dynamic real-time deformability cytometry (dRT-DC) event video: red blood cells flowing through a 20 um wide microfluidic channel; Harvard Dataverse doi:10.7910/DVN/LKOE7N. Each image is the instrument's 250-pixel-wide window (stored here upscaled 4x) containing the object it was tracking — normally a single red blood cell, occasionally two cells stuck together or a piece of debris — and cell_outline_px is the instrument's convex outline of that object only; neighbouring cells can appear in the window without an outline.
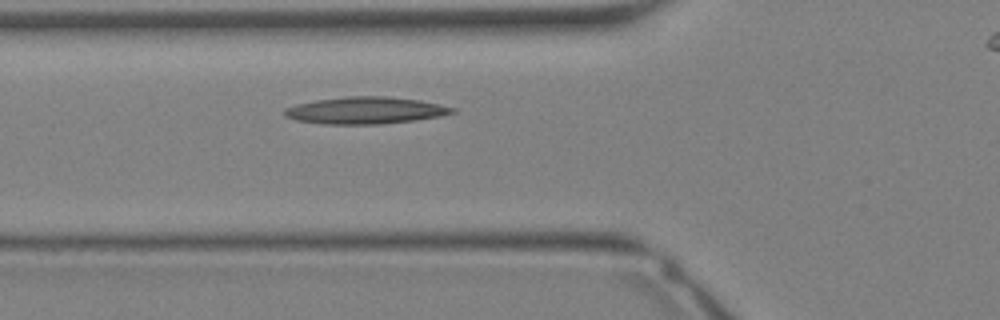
{"species": "Egyptian fruit bat (a non-hibernating species)", "species_latin": "Rousettus aegyptiacus", "temperature_condition": "warm", "stored_images_in_passage": 26, "camera_frame_rate_fps": 3000, "um_per_image_px": 0.085, "animal": {"sex": "female"}, "frame": {"image": 1, "passage_image": 7, "time_ms": 2.0, "image_size_px": [1000, 320], "cell_outline_px": [[456, 112], [440, 116], [416, 120], [380, 124], [324, 124], [296, 120], [284, 116], [284, 108], [296, 104], [316, 100], [344, 96], [388, 96], [420, 100], [456, 108]], "centroid_in_image_um": [31.05, 9.38], "position_along_channel_um": 94.7, "area_um2": 26.47}}
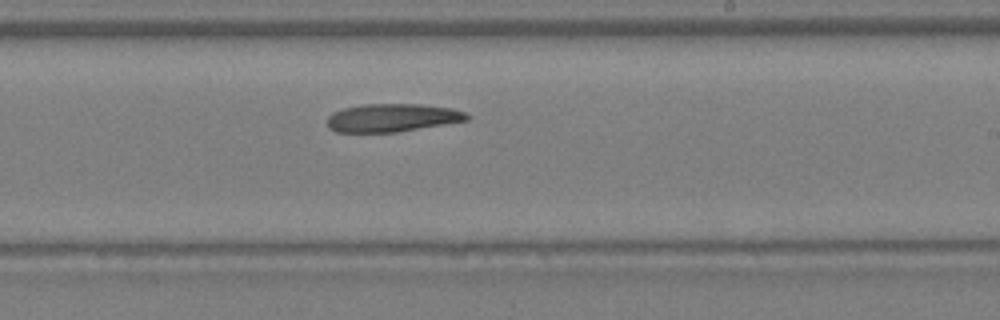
{"frame": {"image": 2, "passage_image": 15, "time_ms": 4.667, "image_size_px": [1000, 320], "cell_outline_px": [[472, 116], [468, 120], [396, 132], [336, 132], [328, 128], [328, 116], [332, 112], [344, 108], [364, 104], [420, 104], [452, 108], [464, 112]], "centroid_in_image_um": [33.33, 10.0], "position_along_channel_um": 255.7, "area_um2": 22.83}}
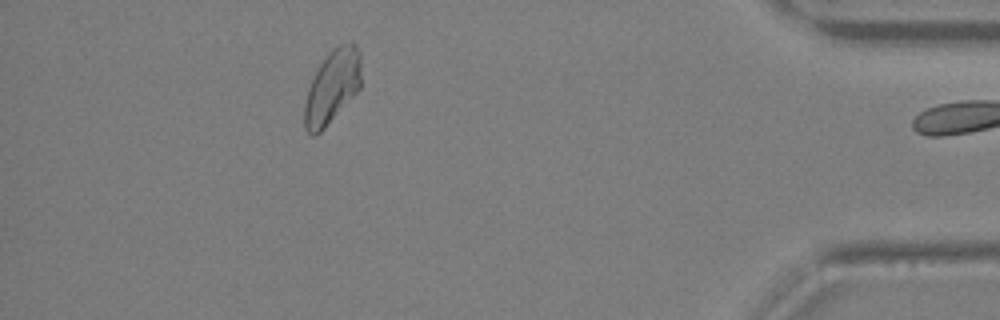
{"frame": {"image": 3, "passage_image": 25, "time_ms": 8.0, "image_size_px": [1000, 320], "cell_outline_px": [[360, 88], [324, 128], [316, 136], [312, 136], [304, 128], [304, 104], [308, 88], [320, 64], [332, 48], [340, 44], [352, 40], [356, 44], [360, 52]], "centroid_in_image_um": [28.23, 7.35], "position_along_channel_um": 407.0, "area_um2": 24.16}}